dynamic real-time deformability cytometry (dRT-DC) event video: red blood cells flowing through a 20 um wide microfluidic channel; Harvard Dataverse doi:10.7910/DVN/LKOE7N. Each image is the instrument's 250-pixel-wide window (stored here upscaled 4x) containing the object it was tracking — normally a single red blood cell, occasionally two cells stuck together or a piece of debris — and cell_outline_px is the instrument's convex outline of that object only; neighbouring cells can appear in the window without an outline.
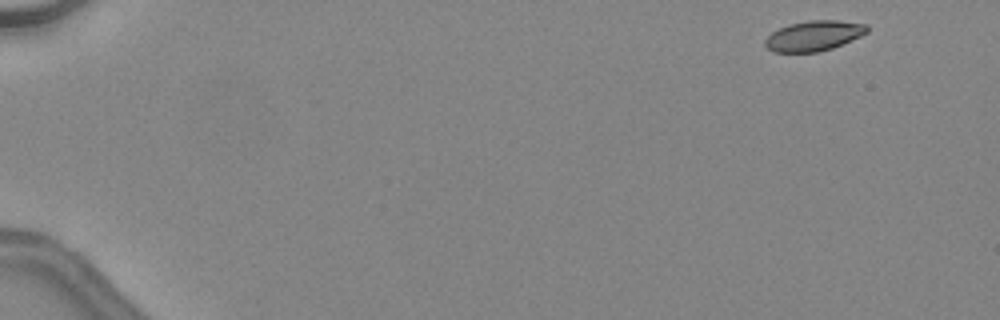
{"species": "common noctule bat (a hibernating species)", "species_latin": "Nyctalus noctula", "temperature_condition": "warm", "stored_images_in_passage": 11, "camera_frame_rate_fps": 3000, "um_per_image_px": 0.085, "animal": {"sex": "female", "body_mass_g": 24.6, "forearm_length_mm": 56.2}, "frame": {"image": 1, "passage_image": 1, "time_ms": 0.0, "image_size_px": [1000, 320], "cell_outline_px": [[868, 32], [852, 40], [832, 48], [820, 52], [772, 52], [764, 44], [764, 40], [772, 32], [788, 24], [808, 20], [836, 20], [868, 24]], "centroid_in_image_um": [69.18, 3.04], "position_along_channel_um": 15.8, "area_um2": 18.03}}